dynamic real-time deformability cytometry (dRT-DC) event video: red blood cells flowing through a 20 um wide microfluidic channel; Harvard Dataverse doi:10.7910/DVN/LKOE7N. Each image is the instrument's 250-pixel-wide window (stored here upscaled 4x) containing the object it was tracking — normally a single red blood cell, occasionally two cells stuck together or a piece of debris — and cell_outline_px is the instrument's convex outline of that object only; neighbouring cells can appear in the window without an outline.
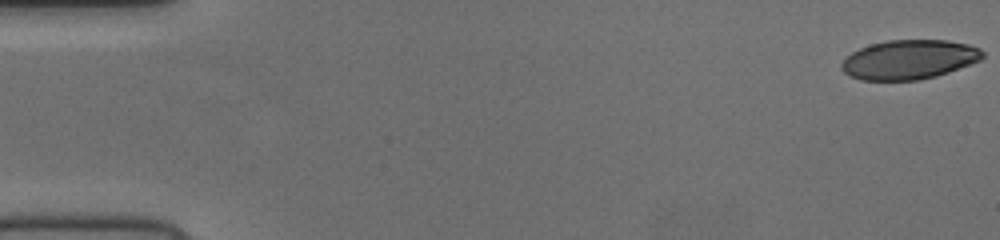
{"species": "human", "species_latin": "Homo sapiens", "temperature_condition": "cold", "stored_images_in_passage": 53, "camera_frame_rate_fps": 3000, "um_per_image_px": 0.085, "donor": {"sex": "female"}, "frame": {"image": 1, "passage_image": 1, "time_ms": 0.0, "image_size_px": [1000, 240], "cell_outline_px": [[984, 56], [980, 60], [948, 72], [936, 76], [920, 80], [860, 80], [844, 72], [840, 68], [840, 64], [852, 52], [860, 48], [872, 44], [888, 40], [948, 40], [968, 44], [980, 48], [984, 52]], "centroid_in_image_um": [77.28, 5.06], "position_along_channel_um": 7.7, "area_um2": 32.25}}
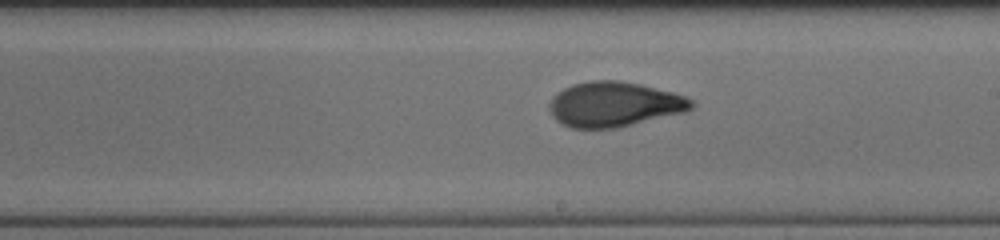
{"frame": {"image": 2, "passage_image": 31, "time_ms": 10.0, "image_size_px": [1000, 240], "cell_outline_px": [[696, 104], [692, 108], [684, 112], [620, 128], [572, 128], [556, 120], [552, 116], [548, 108], [548, 104], [552, 96], [564, 88], [572, 84], [592, 80], [620, 80], [640, 84], [672, 92], [684, 96], [692, 100]], "centroid_in_image_um": [52.19, 8.87], "position_along_channel_um": 236.8, "area_um2": 37.45}}
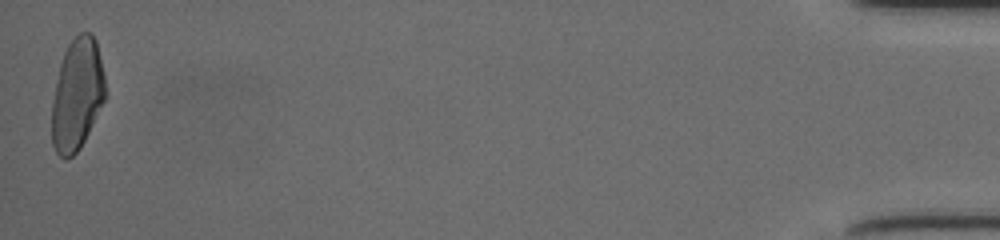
{"frame": {"image": 3, "passage_image": 53, "time_ms": 17.333, "image_size_px": [1000, 240], "cell_outline_px": [[104, 100], [80, 148], [68, 160], [64, 160], [56, 152], [52, 144], [52, 100], [56, 80], [60, 64], [64, 52], [68, 44], [80, 32], [92, 32], [96, 40], [104, 76]], "centroid_in_image_um": [6.53, 8.03], "position_along_channel_um": 428.7, "area_um2": 34.56}}